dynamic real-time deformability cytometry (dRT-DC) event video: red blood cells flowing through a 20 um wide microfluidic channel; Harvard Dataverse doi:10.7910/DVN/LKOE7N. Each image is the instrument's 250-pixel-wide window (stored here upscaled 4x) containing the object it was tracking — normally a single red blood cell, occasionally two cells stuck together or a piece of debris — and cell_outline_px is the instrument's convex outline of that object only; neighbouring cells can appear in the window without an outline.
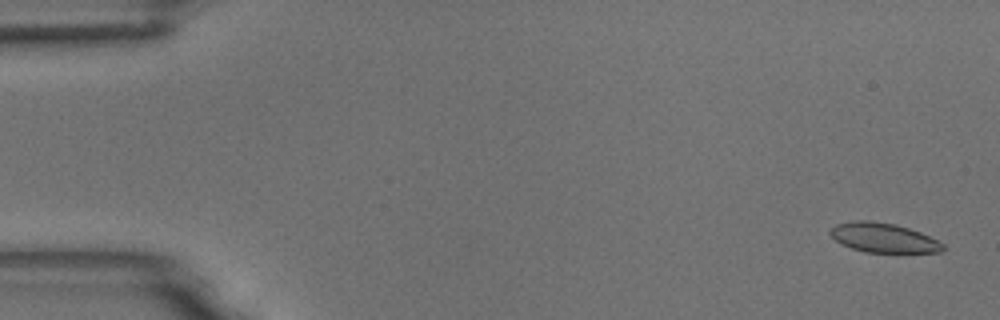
{"species": "common noctule bat (a hibernating species)", "species_latin": "Nyctalus noctula", "temperature_condition": "room temperature", "stored_images_in_passage": 8, "camera_frame_rate_fps": 3000, "um_per_image_px": 0.085, "animal": {"sex": "male", "body_mass_g": 18.8}, "frame": {"image": 1, "passage_image": 1, "time_ms": 0.0, "image_size_px": [1000, 320], "cell_outline_px": [[944, 248], [940, 252], [864, 252], [840, 244], [828, 232], [836, 224], [852, 220], [872, 220], [896, 224], [920, 232], [944, 244]], "centroid_in_image_um": [75.05, 20.19], "position_along_channel_um": 9.9, "area_um2": 19.31}}
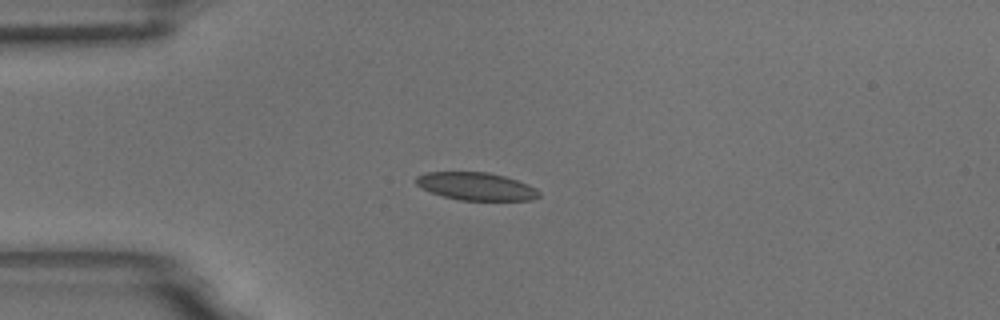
{"frame": {"image": 2, "passage_image": 5, "time_ms": 1.333, "image_size_px": [1000, 320], "cell_outline_px": [[540, 196], [532, 200], [460, 200], [444, 196], [432, 192], [416, 184], [416, 176], [428, 172], [488, 172], [504, 176], [528, 184], [536, 188], [540, 192]], "centroid_in_image_um": [40.51, 15.84], "position_along_channel_um": 44.5, "area_um2": 19.71}}